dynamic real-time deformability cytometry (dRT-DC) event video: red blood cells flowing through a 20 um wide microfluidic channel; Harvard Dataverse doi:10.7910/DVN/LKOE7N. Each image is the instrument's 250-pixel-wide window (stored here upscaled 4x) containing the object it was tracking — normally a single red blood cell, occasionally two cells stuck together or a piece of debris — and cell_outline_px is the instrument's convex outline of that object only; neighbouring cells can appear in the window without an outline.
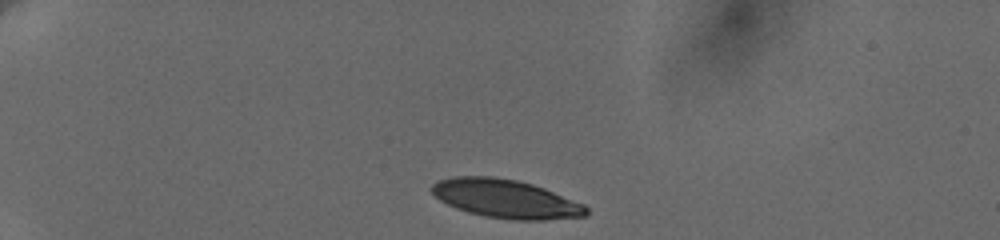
{"species": "human", "species_latin": "Homo sapiens", "temperature_condition": "cold", "stored_images_in_passage": 9, "camera_frame_rate_fps": 3000, "um_per_image_px": 0.085, "donor": {"sex": "female"}, "frame": {"image": 1, "passage_image": 1, "time_ms": 0.0, "image_size_px": [1000, 240], "cell_outline_px": [[588, 216], [548, 220], [512, 220], [484, 216], [468, 212], [456, 208], [440, 200], [432, 192], [432, 184], [440, 180], [452, 176], [492, 176], [516, 180], [532, 184], [544, 188], [584, 204], [588, 208]], "centroid_in_image_um": [43.02, 16.9], "position_along_channel_um": 42.0, "area_um2": 34.74}}
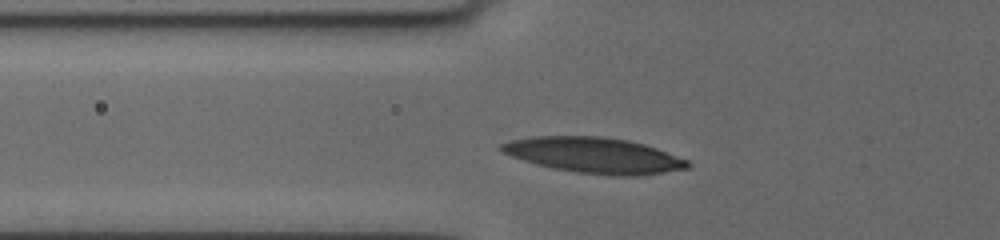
{"frame": {"image": 2, "passage_image": 7, "time_ms": 2.667, "image_size_px": [1000, 240], "cell_outline_px": [[692, 164], [688, 168], [664, 172], [636, 176], [620, 176], [576, 172], [552, 168], [536, 164], [512, 156], [504, 152], [500, 148], [500, 144], [512, 140], [532, 136], [600, 136], [628, 140], [644, 144], [656, 148], [688, 160]], "centroid_in_image_um": [50.53, 13.19], "position_along_channel_um": 75.3, "area_um2": 38.44}}